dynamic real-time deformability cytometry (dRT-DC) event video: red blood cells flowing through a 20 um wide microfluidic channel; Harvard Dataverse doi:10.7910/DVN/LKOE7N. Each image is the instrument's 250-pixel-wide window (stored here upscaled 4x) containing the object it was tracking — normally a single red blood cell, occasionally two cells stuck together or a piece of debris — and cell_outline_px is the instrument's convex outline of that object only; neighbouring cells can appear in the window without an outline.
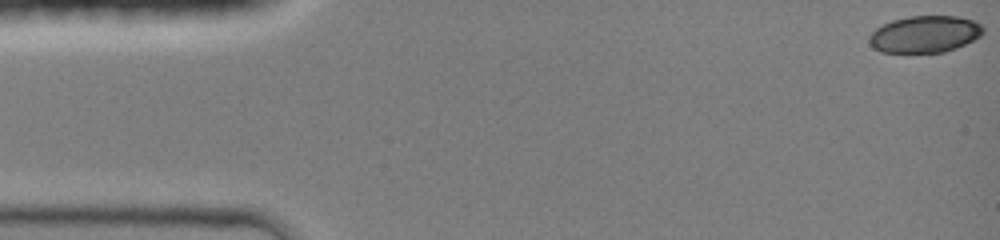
{"species": "common noctule bat (a hibernating species)", "species_latin": "Nyctalus noctula", "temperature_condition": "room temperature", "stored_images_in_passage": 55, "camera_frame_rate_fps": 3000, "um_per_image_px": 0.085, "animal": {"sex": "female", "body_mass_g": 19.0, "forearm_length_mm": 51.5}, "frame": {"image": 1, "passage_image": 1, "time_ms": 0.0, "image_size_px": [1000, 240], "cell_outline_px": [[984, 32], [980, 36], [956, 48], [944, 52], [880, 52], [872, 48], [868, 44], [868, 36], [876, 28], [892, 20], [912, 16], [956, 16], [972, 20], [980, 24], [984, 28]], "centroid_in_image_um": [78.57, 2.91], "position_along_channel_um": 6.4, "area_um2": 24.45}}
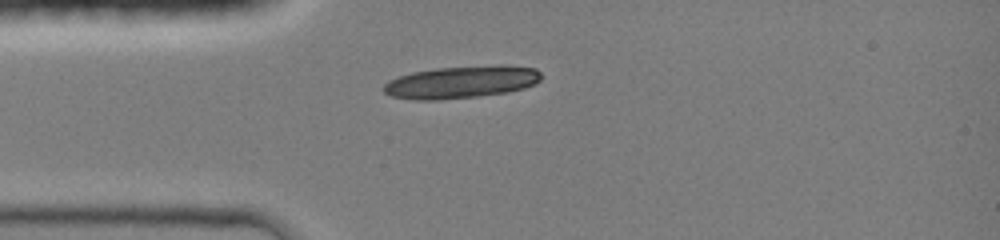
{"frame": {"image": 2, "passage_image": 14, "time_ms": 3.667, "image_size_px": [1000, 240], "cell_outline_px": [[540, 80], [536, 84], [524, 88], [508, 92], [476, 96], [440, 100], [416, 100], [392, 96], [384, 92], [384, 84], [388, 80], [412, 72], [436, 68], [504, 64], [536, 68], [540, 72]], "centroid_in_image_um": [39.24, 6.96], "position_along_channel_um": 45.8, "area_um2": 29.82}}